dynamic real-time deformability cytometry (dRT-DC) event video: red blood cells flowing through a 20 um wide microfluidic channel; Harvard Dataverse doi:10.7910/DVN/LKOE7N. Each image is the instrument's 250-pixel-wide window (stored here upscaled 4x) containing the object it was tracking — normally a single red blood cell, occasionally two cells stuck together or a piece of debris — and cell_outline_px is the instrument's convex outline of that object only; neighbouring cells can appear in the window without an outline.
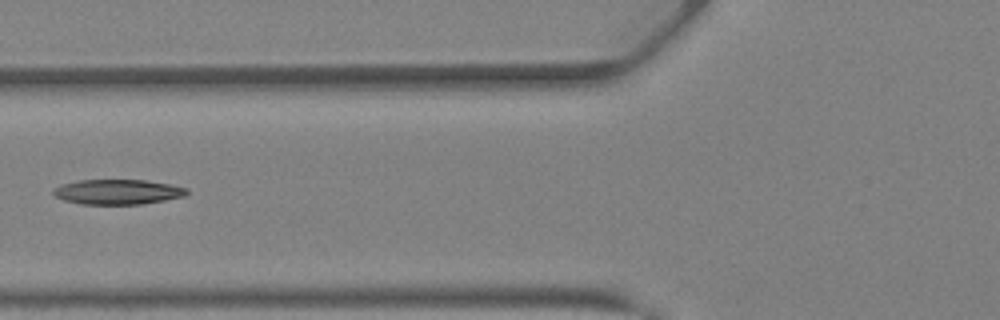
{"species": "Egyptian fruit bat (a non-hibernating species)", "species_latin": "Rousettus aegyptiacus", "temperature_condition": "warm", "stored_images_in_passage": 12, "camera_frame_rate_fps": 3000, "um_per_image_px": 0.085, "animal": {"sex": "female"}, "frame": {"image": 1, "passage_image": 6, "time_ms": 1.667, "image_size_px": [1000, 320], "cell_outline_px": [[188, 192], [184, 196], [144, 204], [80, 204], [64, 200], [56, 196], [52, 192], [52, 188], [60, 184], [80, 180], [144, 180], [172, 184], [188, 188]], "centroid_in_image_um": [9.99, 16.3], "position_along_channel_um": 115.8, "area_um2": 19.54}}
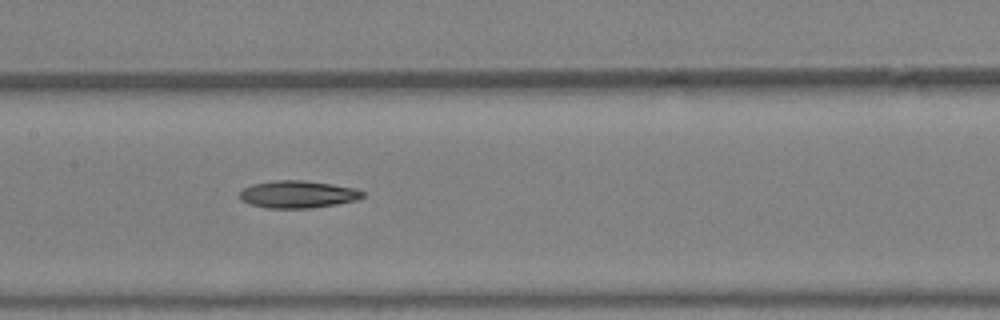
{"frame": {"image": 2, "passage_image": 10, "time_ms": 3.0, "image_size_px": [1000, 320], "cell_outline_px": [[364, 196], [356, 200], [336, 204], [308, 208], [264, 208], [240, 200], [240, 192], [244, 188], [252, 184], [272, 180], [304, 180], [332, 184], [356, 188], [364, 192]], "centroid_in_image_um": [25.31, 16.51], "position_along_channel_um": 182.1, "area_um2": 19.59}}